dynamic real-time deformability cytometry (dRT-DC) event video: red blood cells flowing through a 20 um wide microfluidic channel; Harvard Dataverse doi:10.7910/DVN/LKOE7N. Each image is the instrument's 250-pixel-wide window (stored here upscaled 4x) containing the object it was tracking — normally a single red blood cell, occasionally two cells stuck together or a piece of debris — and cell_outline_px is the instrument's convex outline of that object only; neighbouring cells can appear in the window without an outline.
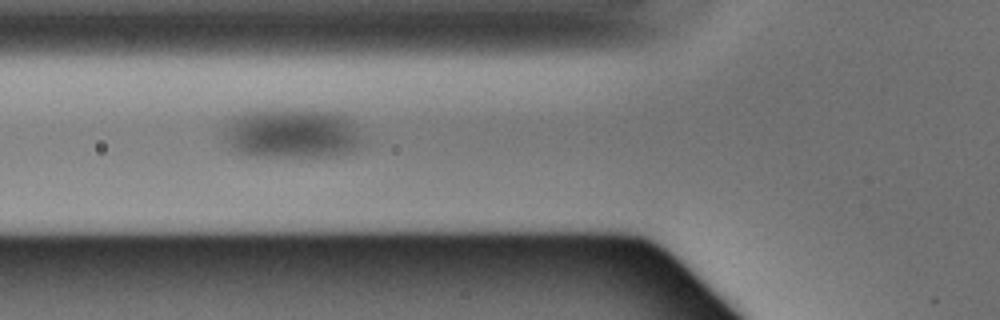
{"species": "Egyptian fruit bat (a non-hibernating species)", "species_latin": "Rousettus aegyptiacus", "temperature_condition": "warm", "stored_images_in_passage": 5, "camera_frame_rate_fps": 3000, "um_per_image_px": 0.085, "animal": {"sex": "male"}, "frame": {"image": 1, "passage_image": 4, "time_ms": 1.0, "image_size_px": [1000, 320], "cell_outline_px": [[364, 144], [356, 152], [340, 156], [248, 156], [236, 152], [224, 140], [224, 128], [236, 116], [244, 112], [272, 108], [292, 108], [328, 112], [344, 116], [352, 120]], "centroid_in_image_um": [24.84, 11.35], "position_along_channel_um": 101.0, "area_um2": 40.98}}
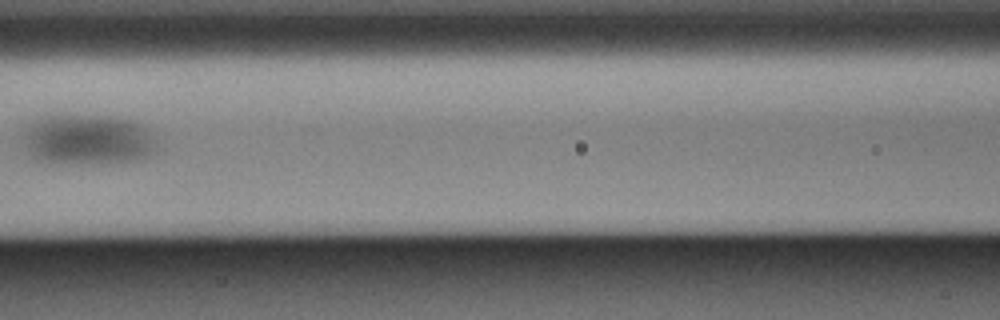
{"frame": {"image": 2, "passage_image": 5, "time_ms": 1.333, "image_size_px": [1000, 320], "cell_outline_px": [[152, 148], [148, 156], [136, 160], [100, 164], [80, 164], [36, 160], [32, 156], [24, 144], [24, 136], [28, 124], [32, 120], [44, 112], [68, 112], [112, 116], [136, 120], [144, 128], [152, 140]], "centroid_in_image_um": [7.32, 11.79], "position_along_channel_um": 159.3, "area_um2": 40.29}}